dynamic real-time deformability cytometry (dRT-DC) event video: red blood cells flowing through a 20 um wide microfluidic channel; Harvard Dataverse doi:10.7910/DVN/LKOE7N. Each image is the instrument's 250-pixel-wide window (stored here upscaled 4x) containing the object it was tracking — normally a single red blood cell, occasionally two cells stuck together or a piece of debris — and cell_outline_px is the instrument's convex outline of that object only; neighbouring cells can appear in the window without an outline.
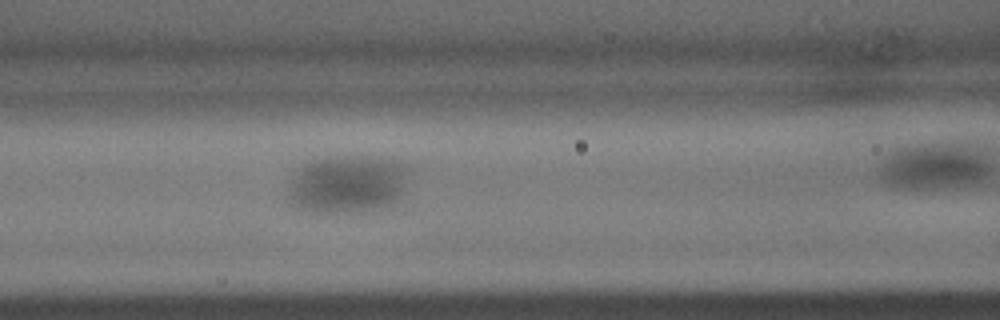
{"species": "common noctule bat (a hibernating species)", "species_latin": "Nyctalus noctula", "temperature_condition": "warm", "stored_images_in_passage": 27, "camera_frame_rate_fps": 3000, "um_per_image_px": 0.085, "animal": {"sex": "male", "body_mass_g": 15.6}, "frame": {"image": 1, "passage_image": 12, "time_ms": 3.667, "image_size_px": [1000, 320], "cell_outline_px": [[400, 188], [396, 196], [392, 200], [384, 204], [368, 208], [332, 212], [328, 212], [304, 208], [296, 204], [292, 200], [292, 180], [308, 164], [320, 160], [352, 156], [368, 156], [388, 160], [400, 164]], "centroid_in_image_um": [29.45, 15.63], "position_along_channel_um": 137.1, "area_um2": 36.3}}
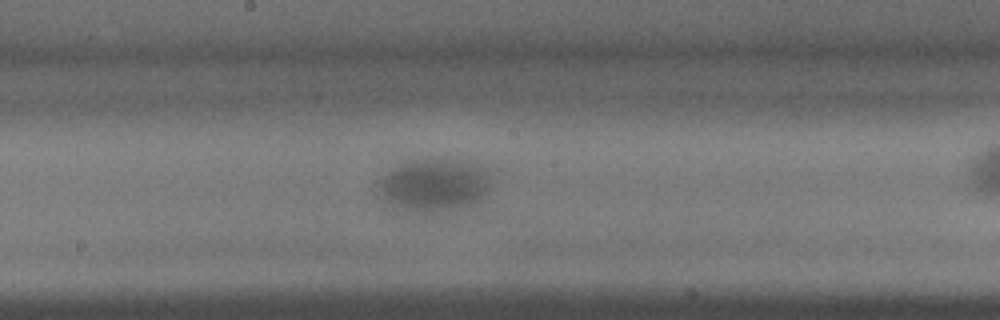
{"frame": {"image": 2, "passage_image": 16, "time_ms": 5.0, "image_size_px": [1000, 320], "cell_outline_px": [[484, 192], [476, 200], [468, 204], [428, 212], [412, 212], [392, 208], [380, 188], [380, 180], [384, 176], [408, 160], [432, 156], [444, 156], [468, 160], [484, 168]], "centroid_in_image_um": [36.82, 15.65], "position_along_channel_um": 211.4, "area_um2": 33.58}}